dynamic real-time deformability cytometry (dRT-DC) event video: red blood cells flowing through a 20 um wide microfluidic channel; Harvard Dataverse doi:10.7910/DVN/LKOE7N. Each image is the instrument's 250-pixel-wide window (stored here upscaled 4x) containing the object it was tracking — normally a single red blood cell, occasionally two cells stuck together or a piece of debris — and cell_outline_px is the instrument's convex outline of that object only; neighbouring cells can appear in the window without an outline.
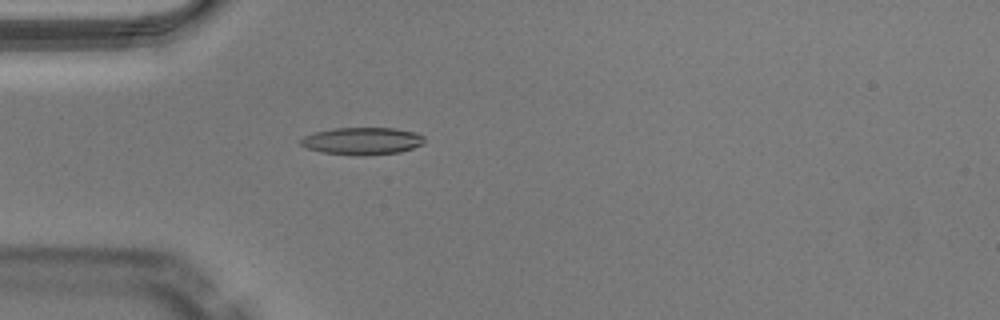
{"species": "Egyptian fruit bat (a non-hibernating species)", "species_latin": "Rousettus aegyptiacus", "temperature_condition": "warm", "stored_images_in_passage": 50, "camera_frame_rate_fps": 3000, "um_per_image_px": 0.085, "animal": {"sex": "male"}, "frame": {"image": 1, "passage_image": 15, "time_ms": 4.667, "image_size_px": [1000, 320], "cell_outline_px": [[424, 144], [400, 152], [364, 156], [356, 156], [324, 152], [308, 148], [300, 144], [300, 140], [304, 136], [316, 132], [336, 128], [392, 128], [416, 132], [424, 136]], "centroid_in_image_um": [30.83, 11.99], "position_along_channel_um": 54.2, "area_um2": 19.65}}
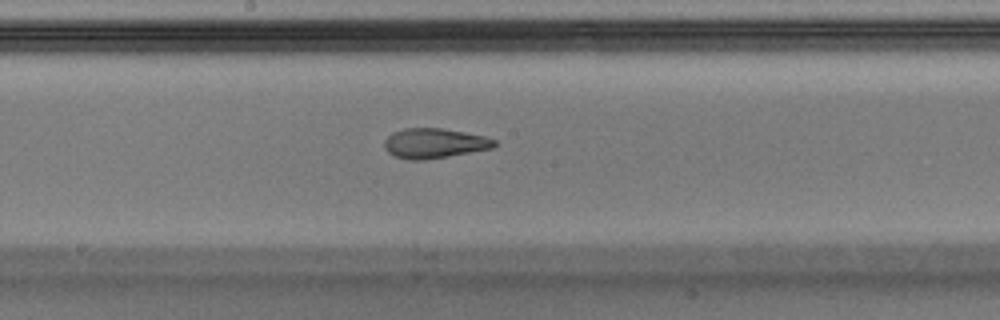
{"frame": {"image": 2, "passage_image": 27, "time_ms": 8.667, "image_size_px": [1000, 320], "cell_outline_px": [[496, 144], [492, 148], [448, 156], [424, 160], [412, 160], [396, 156], [388, 152], [384, 148], [384, 140], [392, 132], [404, 128], [444, 128], [484, 136], [496, 140]], "centroid_in_image_um": [36.9, 12.17], "position_along_channel_um": 211.3, "area_um2": 19.07}}
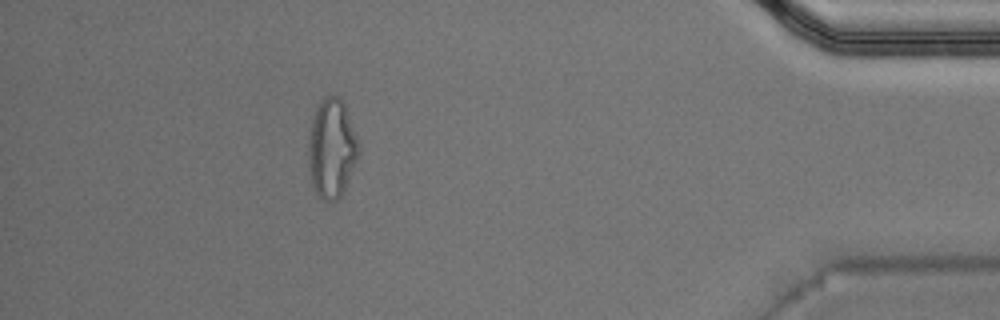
{"frame": {"image": 3, "passage_image": 45, "time_ms": 14.667, "image_size_px": [1000, 320], "cell_outline_px": [[360, 148], [356, 160], [344, 192], [336, 200], [324, 200], [316, 192], [312, 184], [308, 168], [308, 140], [312, 116], [320, 100], [324, 96], [336, 96], [344, 100], [360, 144]], "centroid_in_image_um": [28.19, 12.57], "position_along_channel_um": 407.0, "area_um2": 29.36}, "authors_computed_cell_mechanics": {"area_um2": 19.5653, "velocity_mm_per_s": 4.0815, "shape_relaxation_time_tau1_ms": null, "shape_relaxation_time_tau2_ms": 1.9021, "deformation_change_tau1": null, "deformation_change_tau2": 0.1041}}